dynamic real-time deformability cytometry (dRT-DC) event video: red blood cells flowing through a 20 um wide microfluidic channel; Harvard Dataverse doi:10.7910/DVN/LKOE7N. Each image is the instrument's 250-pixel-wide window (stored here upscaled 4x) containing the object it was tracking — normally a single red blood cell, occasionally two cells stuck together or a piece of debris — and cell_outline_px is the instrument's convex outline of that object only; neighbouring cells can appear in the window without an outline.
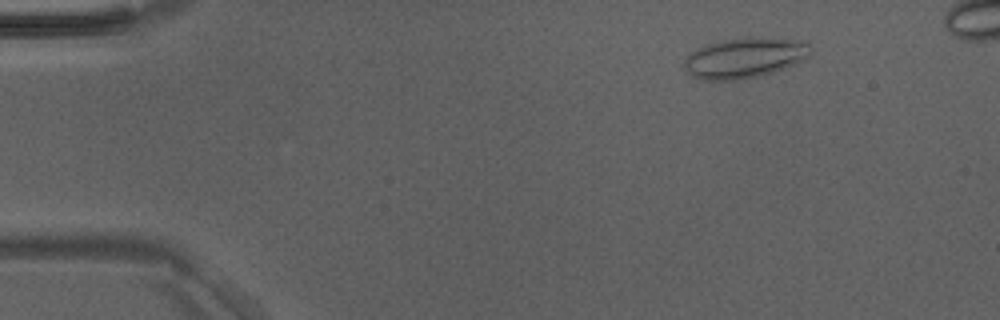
{"species": "Egyptian fruit bat (a non-hibernating species)", "species_latin": "Rousettus aegyptiacus", "temperature_condition": "room temperature", "stored_images_in_passage": 17, "camera_frame_rate_fps": 3000, "um_per_image_px": 0.085, "animal": {"sex": "male"}, "frame": {"image": 1, "passage_image": 1, "time_ms": 0.0, "image_size_px": [1000, 320], "cell_outline_px": [[812, 52], [808, 56], [784, 68], [772, 72], [756, 76], [736, 80], [704, 80], [692, 76], [684, 68], [684, 60], [696, 48], [708, 44], [724, 40], [760, 36], [804, 40], [808, 44]], "centroid_in_image_um": [63.29, 4.9], "position_along_channel_um": 21.7, "area_um2": 29.54}}